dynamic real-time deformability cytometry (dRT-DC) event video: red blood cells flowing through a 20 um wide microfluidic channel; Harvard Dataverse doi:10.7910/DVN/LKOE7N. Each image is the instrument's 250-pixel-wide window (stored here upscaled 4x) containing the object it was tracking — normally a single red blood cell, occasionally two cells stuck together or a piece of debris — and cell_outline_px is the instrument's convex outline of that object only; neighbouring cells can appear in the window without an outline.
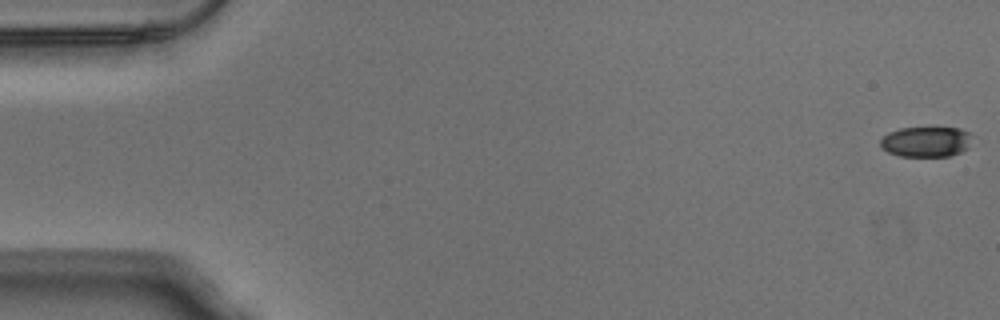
{"species": "Egyptian fruit bat (a non-hibernating species)", "species_latin": "Rousettus aegyptiacus", "temperature_condition": "warm", "stored_images_in_passage": 17, "camera_frame_rate_fps": 3000, "um_per_image_px": 0.085, "animal": {"sex": "male"}, "frame": {"image": 1, "passage_image": 1, "time_ms": 0.0, "image_size_px": [1000, 320], "cell_outline_px": [[968, 148], [960, 152], [948, 156], [900, 156], [888, 152], [880, 148], [880, 140], [888, 132], [900, 128], [928, 124], [936, 124], [960, 128], [968, 132]], "centroid_in_image_um": [78.67, 11.97], "position_along_channel_um": 6.3, "area_um2": 16.99}}
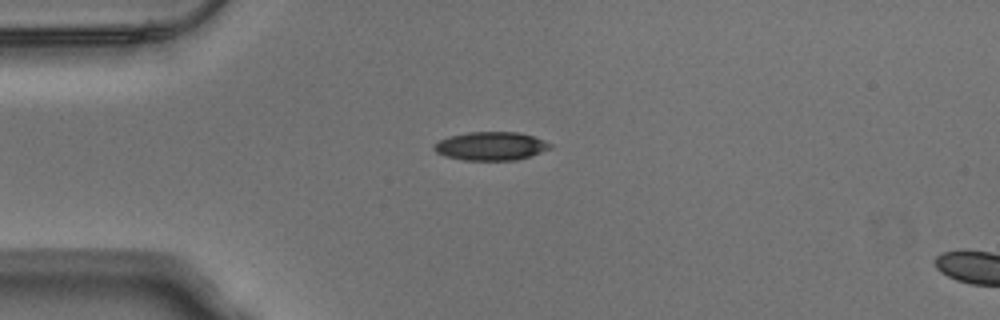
{"frame": {"image": 2, "passage_image": 14, "time_ms": 4.333, "image_size_px": [1000, 320], "cell_outline_px": [[552, 148], [516, 160], [464, 160], [444, 156], [436, 152], [432, 148], [432, 144], [448, 136], [468, 132], [520, 132], [544, 140], [552, 144]], "centroid_in_image_um": [41.68, 12.41], "position_along_channel_um": 43.3, "area_um2": 19.31}}